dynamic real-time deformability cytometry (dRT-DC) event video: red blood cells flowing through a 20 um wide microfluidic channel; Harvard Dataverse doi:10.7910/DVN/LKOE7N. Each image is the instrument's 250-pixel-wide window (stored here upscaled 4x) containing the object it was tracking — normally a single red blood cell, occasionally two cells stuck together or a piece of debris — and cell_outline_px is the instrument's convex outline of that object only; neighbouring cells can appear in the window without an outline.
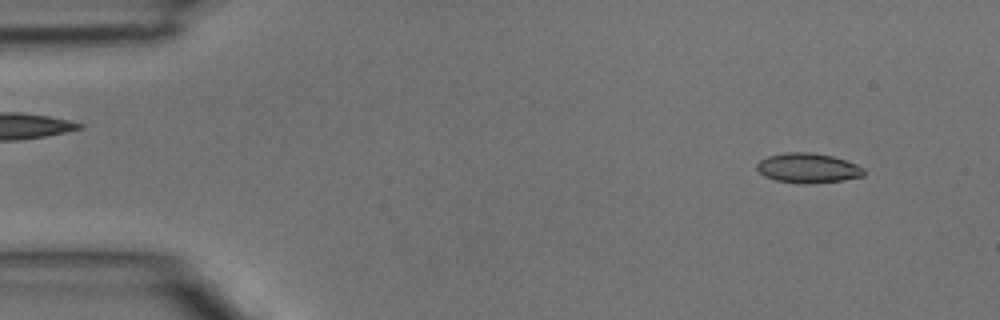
{"species": "common noctule bat (a hibernating species)", "species_latin": "Nyctalus noctula", "temperature_condition": "room temperature", "stored_images_in_passage": 3, "camera_frame_rate_fps": 3000, "um_per_image_px": 0.085, "animal": {"sex": "male", "body_mass_g": 15.6}, "frame": {"image": 1, "passage_image": 1, "time_ms": 0.0, "image_size_px": [1000, 320], "cell_outline_px": [[864, 176], [844, 180], [812, 184], [800, 184], [776, 180], [764, 176], [756, 168], [756, 164], [760, 160], [768, 156], [784, 152], [812, 152], [832, 156], [856, 164], [864, 168]], "centroid_in_image_um": [68.67, 14.29], "position_along_channel_um": 16.3, "area_um2": 18.73}}
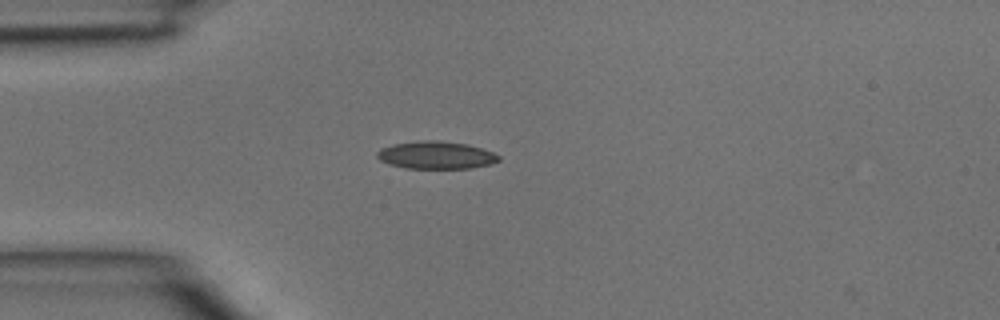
{"frame": {"image": 2, "passage_image": 3, "time_ms": 0.667, "image_size_px": [1000, 320], "cell_outline_px": [[500, 160], [488, 164], [472, 168], [404, 168], [388, 164], [380, 160], [376, 156], [376, 152], [380, 148], [396, 144], [424, 140], [428, 140], [468, 144], [492, 152], [500, 156]], "centroid_in_image_um": [37.03, 13.19], "position_along_channel_um": 48.0, "area_um2": 19.31}}